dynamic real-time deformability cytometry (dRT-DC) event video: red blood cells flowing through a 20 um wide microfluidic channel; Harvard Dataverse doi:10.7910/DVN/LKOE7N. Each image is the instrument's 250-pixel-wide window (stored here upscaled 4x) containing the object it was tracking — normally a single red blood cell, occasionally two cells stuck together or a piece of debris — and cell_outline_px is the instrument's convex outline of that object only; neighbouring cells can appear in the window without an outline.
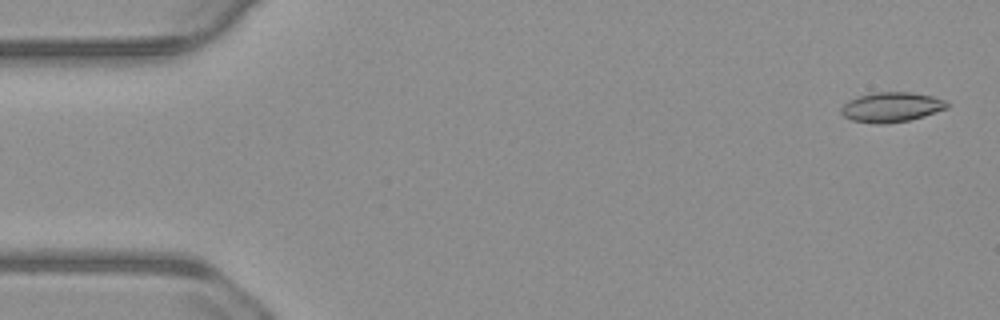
{"species": "common noctule bat (a hibernating species)", "species_latin": "Nyctalus noctula", "temperature_condition": "warm", "stored_images_in_passage": 55, "camera_frame_rate_fps": 3000, "um_per_image_px": 0.085, "animal": {"sex": "male", "body_mass_g": 23.1, "forearm_length_mm": 52.7}, "frame": {"image": 1, "passage_image": 2, "time_ms": 0.333, "image_size_px": [1000, 320], "cell_outline_px": [[948, 108], [924, 116], [908, 120], [884, 124], [872, 124], [852, 120], [844, 116], [840, 112], [840, 108], [848, 100], [860, 96], [876, 92], [912, 92], [932, 96], [944, 100], [948, 104]], "centroid_in_image_um": [75.75, 9.11], "position_along_channel_um": 9.2, "area_um2": 18.38}}
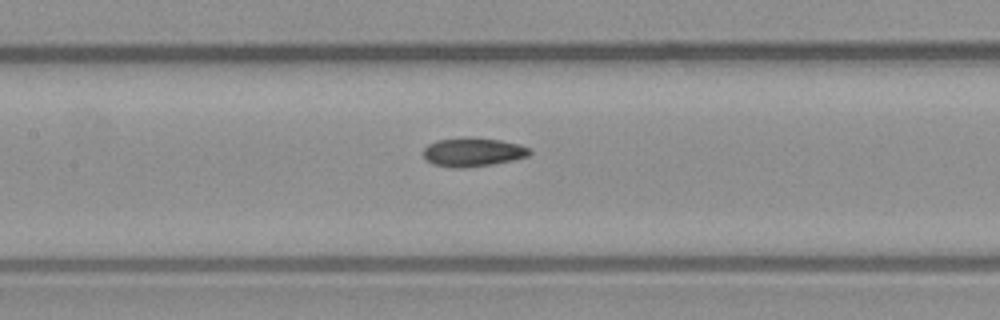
{"frame": {"image": 2, "passage_image": 25, "time_ms": 8.0, "image_size_px": [1000, 320], "cell_outline_px": [[532, 152], [528, 156], [512, 160], [492, 164], [468, 168], [452, 168], [432, 164], [424, 160], [424, 148], [428, 144], [436, 140], [460, 136], [468, 136], [500, 140], [520, 144], [528, 148]], "centroid_in_image_um": [40.15, 12.92], "position_along_channel_um": 167.3, "area_um2": 18.26}}
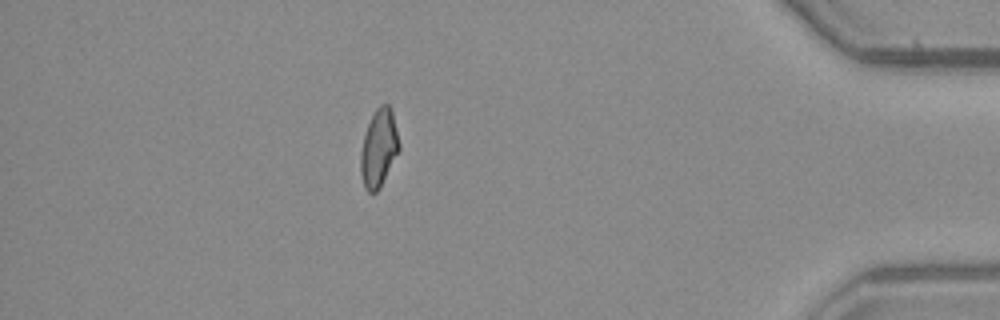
{"frame": {"image": 3, "passage_image": 48, "time_ms": 15.667, "image_size_px": [1000, 320], "cell_outline_px": [[400, 148], [380, 188], [376, 192], [368, 192], [364, 188], [360, 172], [360, 152], [364, 136], [368, 124], [376, 108], [380, 104], [388, 104], [392, 108], [400, 144]], "centroid_in_image_um": [32.2, 12.58], "position_along_channel_um": 403.0, "area_um2": 17.51}, "authors_computed_cell_mechanics": {"area_um2": 17.6868, "velocity_mm_per_s": 3.7404, "shape_relaxation_time_tau1_ms": null, "shape_relaxation_time_tau2_ms": 2.5997, "deformation_change_tau1": null, "deformation_change_tau2": 0.0775}}